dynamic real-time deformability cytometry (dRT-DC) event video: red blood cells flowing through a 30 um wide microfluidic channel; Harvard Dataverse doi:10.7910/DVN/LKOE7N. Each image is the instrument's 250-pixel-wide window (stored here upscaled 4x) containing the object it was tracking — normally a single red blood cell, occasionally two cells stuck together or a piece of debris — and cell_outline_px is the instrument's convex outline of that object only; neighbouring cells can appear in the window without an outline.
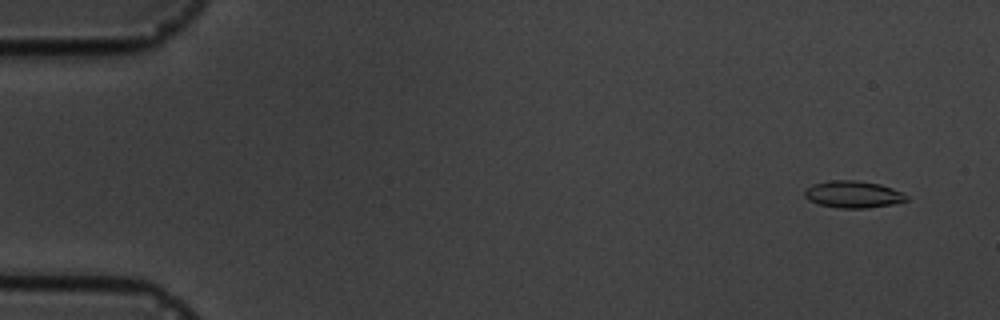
{"species": "common noctule bat (a hibernating species)", "species_latin": "Nyctalus noctula", "temperature_condition": "cold", "stored_images_in_passage": 6, "camera_frame_rate_fps": 3000, "um_per_image_px": 0.085, "animal": {"sex": "male", "body_mass_g": 19.5, "forearm_length_mm": 54.6}, "frame": {"image": 1, "passage_image": 1, "time_ms": 0.0, "image_size_px": [1000, 320], "cell_outline_px": [[908, 200], [892, 204], [868, 208], [840, 208], [816, 204], [808, 200], [804, 196], [804, 192], [812, 184], [828, 180], [856, 180], [880, 184], [904, 192], [908, 196]], "centroid_in_image_um": [72.51, 16.52], "position_along_channel_um": 12.5, "area_um2": 16.18}}
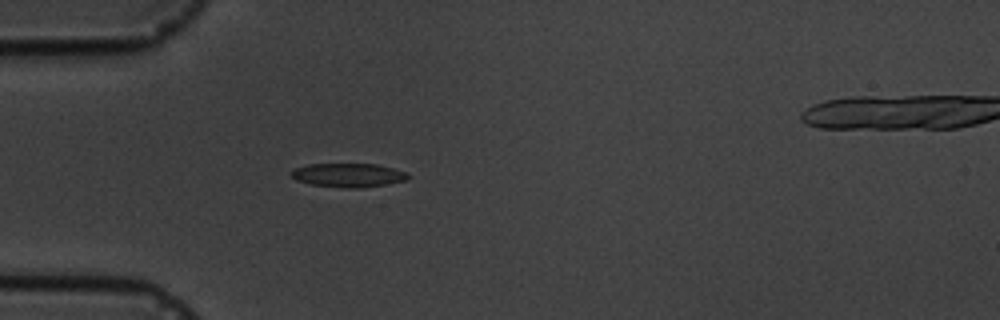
{"frame": {"image": 2, "passage_image": 5, "time_ms": 4.333, "image_size_px": [1000, 320], "cell_outline_px": [[408, 180], [360, 188], [348, 188], [312, 184], [296, 180], [288, 172], [296, 168], [308, 164], [376, 164], [392, 168], [404, 172], [408, 176]], "centroid_in_image_um": [29.57, 14.88], "position_along_channel_um": 55.4, "area_um2": 15.95}}